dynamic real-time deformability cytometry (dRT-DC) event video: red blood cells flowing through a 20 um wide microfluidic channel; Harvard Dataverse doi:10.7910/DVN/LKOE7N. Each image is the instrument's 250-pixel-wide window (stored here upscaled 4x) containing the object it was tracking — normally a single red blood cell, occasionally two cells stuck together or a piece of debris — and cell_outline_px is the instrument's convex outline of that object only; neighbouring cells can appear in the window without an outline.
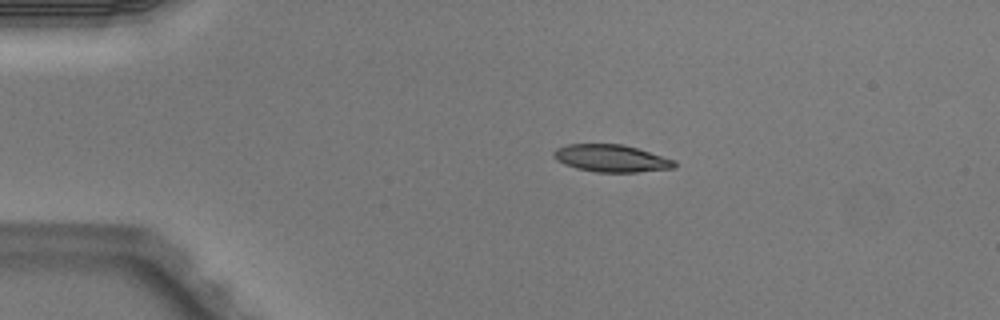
{"species": "Egyptian fruit bat (a non-hibernating species)", "species_latin": "Rousettus aegyptiacus", "temperature_condition": "warm", "stored_images_in_passage": 3, "camera_frame_rate_fps": 3000, "um_per_image_px": 0.085, "animal": {"sex": "male"}, "frame": {"image": 1, "passage_image": 1, "time_ms": 0.0, "image_size_px": [1000, 320], "cell_outline_px": [[676, 168], [636, 172], [596, 172], [576, 168], [564, 164], [556, 160], [552, 156], [552, 152], [556, 148], [568, 144], [624, 144], [676, 160]], "centroid_in_image_um": [51.95, 13.45], "position_along_channel_um": 33.0, "area_um2": 19.36}}